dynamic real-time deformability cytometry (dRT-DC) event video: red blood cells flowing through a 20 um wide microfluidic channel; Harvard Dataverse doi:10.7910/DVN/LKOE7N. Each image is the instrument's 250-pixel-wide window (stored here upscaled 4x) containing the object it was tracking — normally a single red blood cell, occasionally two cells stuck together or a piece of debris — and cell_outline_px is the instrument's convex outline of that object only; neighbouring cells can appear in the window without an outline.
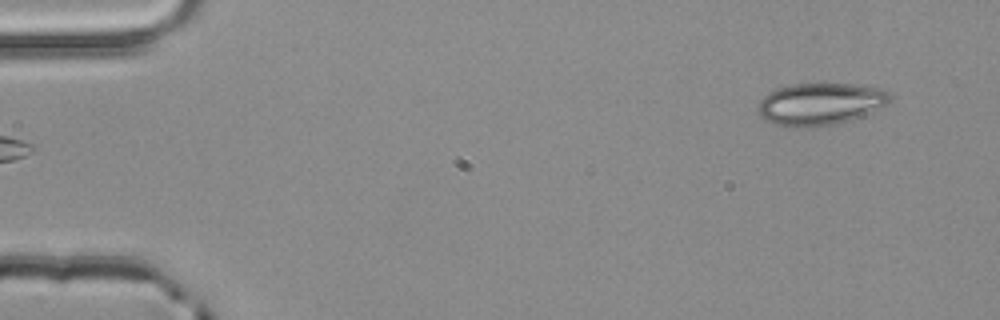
{"species": "common noctule bat (a hibernating species)", "species_latin": "Nyctalus noctula", "temperature_condition": "room temperature", "stored_images_in_passage": 5, "camera_frame_rate_fps": 3000, "um_per_image_px": 0.085, "animal": {"sex": "male", "body_mass_g": 20.4}, "frame": {"image": 1, "passage_image": 5, "time_ms": 1.333, "image_size_px": [1000, 320], "cell_outline_px": [[892, 96], [884, 104], [852, 120], [836, 124], [796, 128], [776, 124], [764, 120], [760, 116], [756, 108], [760, 100], [768, 92], [776, 88], [788, 84], [852, 84], [880, 88], [888, 92]], "centroid_in_image_um": [69.63, 8.83], "position_along_channel_um": 15.4, "area_um2": 32.25}}